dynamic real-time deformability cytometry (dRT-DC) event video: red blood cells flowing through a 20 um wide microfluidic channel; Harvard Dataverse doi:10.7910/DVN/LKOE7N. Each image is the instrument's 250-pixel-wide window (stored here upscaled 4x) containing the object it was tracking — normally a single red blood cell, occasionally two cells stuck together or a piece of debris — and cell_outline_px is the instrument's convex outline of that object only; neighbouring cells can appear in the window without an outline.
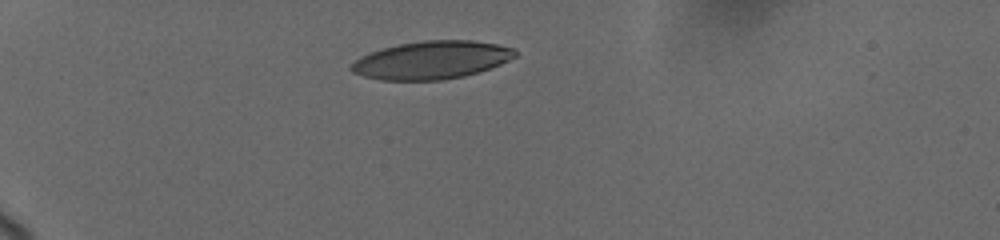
{"species": "human", "species_latin": "Homo sapiens", "temperature_condition": "cold", "stored_images_in_passage": 12, "camera_frame_rate_fps": 3000, "um_per_image_px": 0.085, "donor": {"sex": "female"}, "frame": {"image": 1, "passage_image": 2, "time_ms": 1.0, "image_size_px": [1000, 240], "cell_outline_px": [[516, 56], [500, 64], [464, 76], [440, 80], [380, 80], [364, 76], [352, 72], [348, 68], [360, 56], [380, 48], [400, 44], [424, 40], [472, 40], [496, 44], [516, 48]], "centroid_in_image_um": [36.66, 5.1], "position_along_channel_um": 48.3, "area_um2": 36.18}}
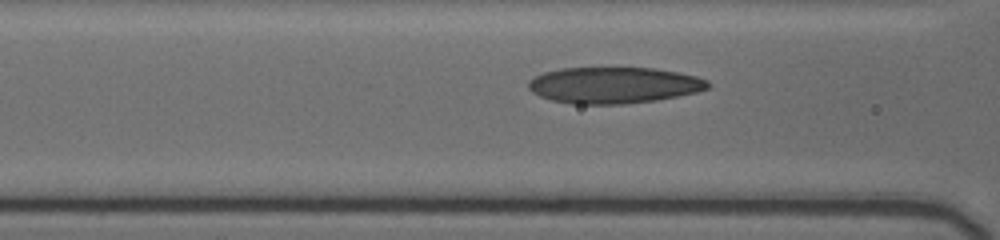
{"frame": {"image": 2, "passage_image": 8, "time_ms": 4.0, "image_size_px": [1000, 240], "cell_outline_px": [[708, 88], [696, 92], [656, 100], [624, 104], [572, 104], [552, 100], [540, 96], [532, 92], [528, 88], [528, 80], [544, 72], [560, 68], [652, 68], [676, 72], [696, 76], [708, 80]], "centroid_in_image_um": [52.13, 7.24], "position_along_channel_um": 114.5, "area_um2": 37.8}}
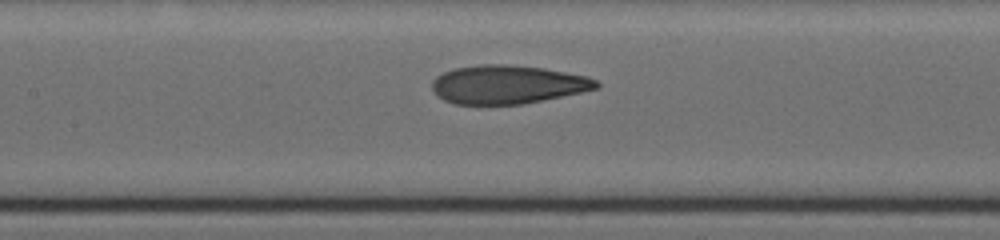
{"frame": {"image": 3, "passage_image": 11, "time_ms": 5.333, "image_size_px": [1000, 240], "cell_outline_px": [[600, 84], [596, 88], [580, 92], [520, 104], [456, 104], [444, 100], [432, 88], [432, 80], [436, 76], [452, 68], [480, 64], [508, 64], [544, 68], [584, 76], [596, 80]], "centroid_in_image_um": [43.09, 7.16], "position_along_channel_um": 164.3, "area_um2": 36.47}}